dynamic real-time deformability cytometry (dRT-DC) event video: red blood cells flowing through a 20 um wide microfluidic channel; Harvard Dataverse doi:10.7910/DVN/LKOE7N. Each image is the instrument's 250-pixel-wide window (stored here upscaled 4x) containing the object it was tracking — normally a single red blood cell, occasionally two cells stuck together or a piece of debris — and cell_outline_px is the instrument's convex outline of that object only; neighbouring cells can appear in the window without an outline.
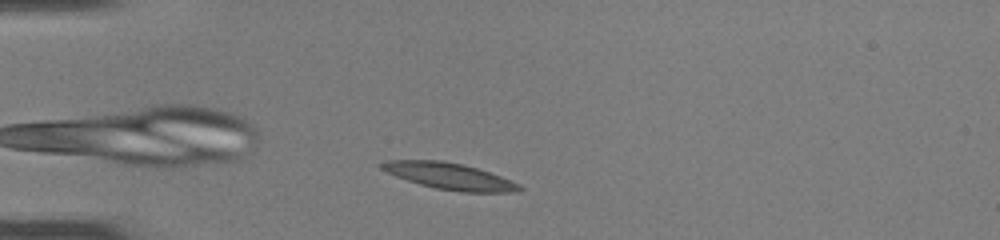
{"species": "common noctule bat (a hibernating species)", "species_latin": "Nyctalus noctula", "temperature_condition": "room temperature", "stored_images_in_passage": 32, "camera_frame_rate_fps": 3000, "um_per_image_px": 0.085, "animal": {"sex": "female", "body_mass_g": 22.0, "forearm_length_mm": 56.7}, "frame": {"image": 1, "passage_image": 4, "time_ms": 1.0, "image_size_px": [1000, 240], "cell_outline_px": [[520, 188], [496, 192], [472, 192], [440, 188], [424, 184], [400, 176], [384, 168], [384, 164], [400, 160], [432, 160], [456, 164], [488, 172], [508, 180], [516, 184]], "centroid_in_image_um": [38.24, 14.97], "position_along_channel_um": 46.8, "area_um2": 18.79}}
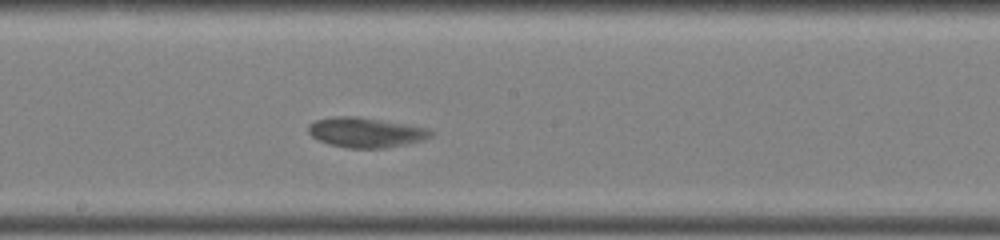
{"frame": {"image": 2, "passage_image": 19, "time_ms": 6.0, "image_size_px": [1000, 240], "cell_outline_px": [[428, 132], [420, 136], [408, 140], [372, 148], [360, 148], [336, 144], [324, 140], [316, 136], [312, 132], [312, 124], [320, 120], [368, 120], [412, 128]], "centroid_in_image_um": [30.86, 11.3], "position_along_channel_um": 217.3, "area_um2": 16.36}}
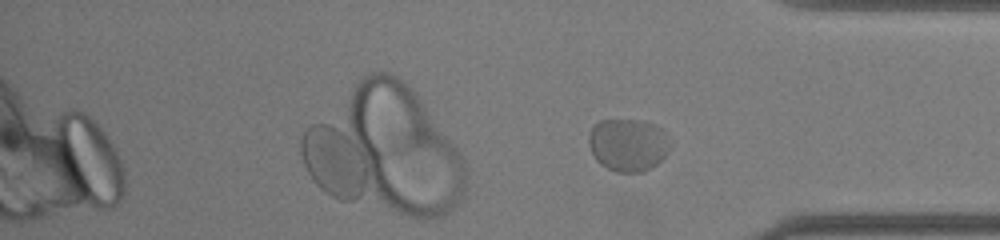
{"frame": {"image": 3, "passage_image": 32, "time_ms": 10.333, "image_size_px": [1000, 240], "cell_outline_px": [[660, 156], [652, 164], [636, 172], [624, 172], [608, 168], [592, 152], [592, 128], [596, 124], [604, 120], [612, 120]], "centroid_in_image_um": [52.72, 12.61], "position_along_channel_um": 382.5, "area_um2": 16.24}, "authors_computed_cell_mechanics": {"area_um2": 17.4556, "velocity_mm_per_s": 3.9066, "shape_relaxation_time_tau1_ms": 4.8783, "shape_relaxation_time_tau2_ms": null, "deformation_change_tau1": 0.1431, "deformation_change_tau2": null}}